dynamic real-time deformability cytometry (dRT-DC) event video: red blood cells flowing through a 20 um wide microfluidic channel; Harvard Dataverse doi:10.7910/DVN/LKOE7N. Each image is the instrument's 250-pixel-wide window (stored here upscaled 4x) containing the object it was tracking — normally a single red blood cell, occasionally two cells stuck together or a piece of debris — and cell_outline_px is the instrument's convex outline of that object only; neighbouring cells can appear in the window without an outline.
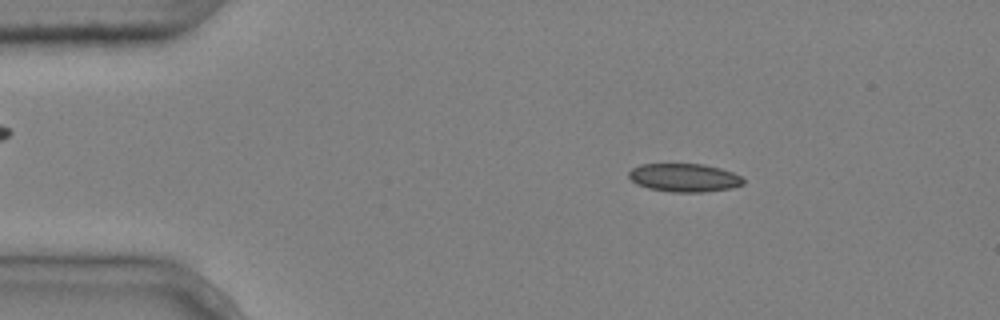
{"species": "common noctule bat (a hibernating species)", "species_latin": "Nyctalus noctula", "temperature_condition": "cold", "stored_images_in_passage": 3, "camera_frame_rate_fps": 3000, "um_per_image_px": 0.085, "animal": {"sex": "male", "body_mass_g": 20.4}, "frame": {"image": 1, "passage_image": 2, "time_ms": 0.333, "image_size_px": [1000, 320], "cell_outline_px": [[744, 184], [732, 188], [704, 192], [672, 192], [648, 188], [636, 184], [628, 176], [628, 172], [632, 168], [640, 164], [704, 164], [720, 168], [732, 172], [740, 176], [744, 180]], "centroid_in_image_um": [58.15, 15.1], "position_along_channel_um": 26.8, "area_um2": 18.96}}